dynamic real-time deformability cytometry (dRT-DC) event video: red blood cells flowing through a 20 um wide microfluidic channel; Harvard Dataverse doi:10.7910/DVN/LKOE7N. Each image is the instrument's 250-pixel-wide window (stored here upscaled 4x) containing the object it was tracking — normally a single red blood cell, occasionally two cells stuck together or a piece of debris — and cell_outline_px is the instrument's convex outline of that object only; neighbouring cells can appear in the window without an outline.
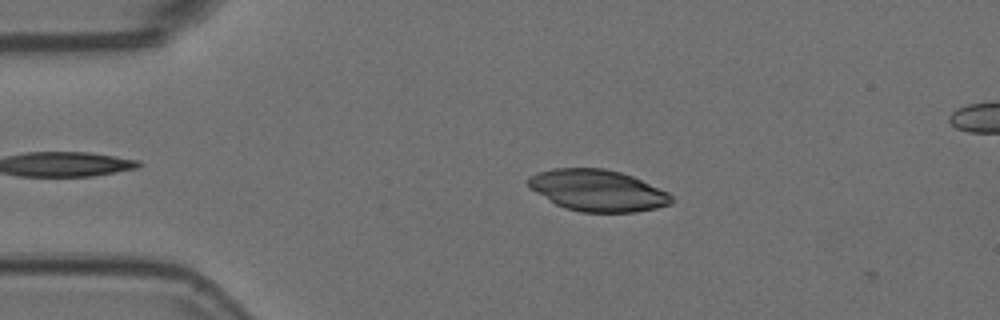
{"species": "Egyptian fruit bat (a non-hibernating species)", "species_latin": "Rousettus aegyptiacus", "temperature_condition": "room temperature", "stored_images_in_passage": 9, "camera_frame_rate_fps": 3000, "um_per_image_px": 0.085, "animal": {"sex": "female"}, "frame": {"image": 1, "passage_image": 5, "time_ms": 1.333, "image_size_px": [1000, 320], "cell_outline_px": [[672, 204], [656, 208], [636, 212], [580, 212], [564, 208], [556, 204], [528, 188], [528, 176], [552, 168], [604, 168], [620, 172], [632, 176], [668, 192], [672, 196]], "centroid_in_image_um": [50.78, 16.19], "position_along_channel_um": 34.2, "area_um2": 34.62}}